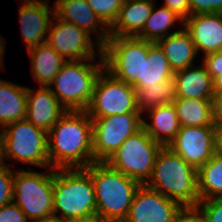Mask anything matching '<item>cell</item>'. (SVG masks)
<instances>
[{"label":"cell","instance_id":"obj_28","mask_svg":"<svg viewBox=\"0 0 222 222\" xmlns=\"http://www.w3.org/2000/svg\"><path fill=\"white\" fill-rule=\"evenodd\" d=\"M176 20H181L183 26V19L169 8L163 6L156 10L153 7L143 30L136 37L156 43L159 39L166 37L169 28L174 25Z\"/></svg>","mask_w":222,"mask_h":222},{"label":"cell","instance_id":"obj_16","mask_svg":"<svg viewBox=\"0 0 222 222\" xmlns=\"http://www.w3.org/2000/svg\"><path fill=\"white\" fill-rule=\"evenodd\" d=\"M184 28L190 34L204 55L222 51V13H205L189 16L183 21Z\"/></svg>","mask_w":222,"mask_h":222},{"label":"cell","instance_id":"obj_23","mask_svg":"<svg viewBox=\"0 0 222 222\" xmlns=\"http://www.w3.org/2000/svg\"><path fill=\"white\" fill-rule=\"evenodd\" d=\"M173 76L174 72L163 50L157 43L148 41V56H142L141 79L133 87L165 85Z\"/></svg>","mask_w":222,"mask_h":222},{"label":"cell","instance_id":"obj_10","mask_svg":"<svg viewBox=\"0 0 222 222\" xmlns=\"http://www.w3.org/2000/svg\"><path fill=\"white\" fill-rule=\"evenodd\" d=\"M86 112L89 117L140 113L135 89L103 69L95 82L93 96Z\"/></svg>","mask_w":222,"mask_h":222},{"label":"cell","instance_id":"obj_19","mask_svg":"<svg viewBox=\"0 0 222 222\" xmlns=\"http://www.w3.org/2000/svg\"><path fill=\"white\" fill-rule=\"evenodd\" d=\"M155 3L152 0L125 1L109 28L110 37H136L150 17Z\"/></svg>","mask_w":222,"mask_h":222},{"label":"cell","instance_id":"obj_20","mask_svg":"<svg viewBox=\"0 0 222 222\" xmlns=\"http://www.w3.org/2000/svg\"><path fill=\"white\" fill-rule=\"evenodd\" d=\"M193 67V68H192ZM176 97L189 99H211L214 93L213 80L205 66L187 67L174 72Z\"/></svg>","mask_w":222,"mask_h":222},{"label":"cell","instance_id":"obj_42","mask_svg":"<svg viewBox=\"0 0 222 222\" xmlns=\"http://www.w3.org/2000/svg\"><path fill=\"white\" fill-rule=\"evenodd\" d=\"M4 46H5L4 41L0 37V67H2L1 65H3V63L1 64V62H3L2 55L4 54V50H5Z\"/></svg>","mask_w":222,"mask_h":222},{"label":"cell","instance_id":"obj_43","mask_svg":"<svg viewBox=\"0 0 222 222\" xmlns=\"http://www.w3.org/2000/svg\"><path fill=\"white\" fill-rule=\"evenodd\" d=\"M3 162V141H2V132H0V164Z\"/></svg>","mask_w":222,"mask_h":222},{"label":"cell","instance_id":"obj_15","mask_svg":"<svg viewBox=\"0 0 222 222\" xmlns=\"http://www.w3.org/2000/svg\"><path fill=\"white\" fill-rule=\"evenodd\" d=\"M46 0H26L19 9L21 33L27 50L46 43V34L54 17ZM51 15V16H50Z\"/></svg>","mask_w":222,"mask_h":222},{"label":"cell","instance_id":"obj_8","mask_svg":"<svg viewBox=\"0 0 222 222\" xmlns=\"http://www.w3.org/2000/svg\"><path fill=\"white\" fill-rule=\"evenodd\" d=\"M161 147L142 127L127 138L106 163L139 183L146 184L151 178Z\"/></svg>","mask_w":222,"mask_h":222},{"label":"cell","instance_id":"obj_9","mask_svg":"<svg viewBox=\"0 0 222 222\" xmlns=\"http://www.w3.org/2000/svg\"><path fill=\"white\" fill-rule=\"evenodd\" d=\"M104 69L134 86L141 79L142 56H148V41L138 37H109L102 46Z\"/></svg>","mask_w":222,"mask_h":222},{"label":"cell","instance_id":"obj_27","mask_svg":"<svg viewBox=\"0 0 222 222\" xmlns=\"http://www.w3.org/2000/svg\"><path fill=\"white\" fill-rule=\"evenodd\" d=\"M199 201L222 198V156L216 153L197 170Z\"/></svg>","mask_w":222,"mask_h":222},{"label":"cell","instance_id":"obj_31","mask_svg":"<svg viewBox=\"0 0 222 222\" xmlns=\"http://www.w3.org/2000/svg\"><path fill=\"white\" fill-rule=\"evenodd\" d=\"M194 210L200 222H222V198L201 200Z\"/></svg>","mask_w":222,"mask_h":222},{"label":"cell","instance_id":"obj_30","mask_svg":"<svg viewBox=\"0 0 222 222\" xmlns=\"http://www.w3.org/2000/svg\"><path fill=\"white\" fill-rule=\"evenodd\" d=\"M97 17L109 29L115 22L124 0H86Z\"/></svg>","mask_w":222,"mask_h":222},{"label":"cell","instance_id":"obj_37","mask_svg":"<svg viewBox=\"0 0 222 222\" xmlns=\"http://www.w3.org/2000/svg\"><path fill=\"white\" fill-rule=\"evenodd\" d=\"M212 118L214 124L222 126V91H214L211 98Z\"/></svg>","mask_w":222,"mask_h":222},{"label":"cell","instance_id":"obj_6","mask_svg":"<svg viewBox=\"0 0 222 222\" xmlns=\"http://www.w3.org/2000/svg\"><path fill=\"white\" fill-rule=\"evenodd\" d=\"M41 174L16 171L13 178V200L25 216L33 222H43L54 215L53 185L54 170Z\"/></svg>","mask_w":222,"mask_h":222},{"label":"cell","instance_id":"obj_18","mask_svg":"<svg viewBox=\"0 0 222 222\" xmlns=\"http://www.w3.org/2000/svg\"><path fill=\"white\" fill-rule=\"evenodd\" d=\"M66 111L51 87L41 86L36 92L28 88L26 119L37 128L48 132Z\"/></svg>","mask_w":222,"mask_h":222},{"label":"cell","instance_id":"obj_44","mask_svg":"<svg viewBox=\"0 0 222 222\" xmlns=\"http://www.w3.org/2000/svg\"><path fill=\"white\" fill-rule=\"evenodd\" d=\"M92 222H107V221H98V220H95V221H92Z\"/></svg>","mask_w":222,"mask_h":222},{"label":"cell","instance_id":"obj_7","mask_svg":"<svg viewBox=\"0 0 222 222\" xmlns=\"http://www.w3.org/2000/svg\"><path fill=\"white\" fill-rule=\"evenodd\" d=\"M3 130V160L9 158L35 166L50 167L47 132L27 119L8 124Z\"/></svg>","mask_w":222,"mask_h":222},{"label":"cell","instance_id":"obj_24","mask_svg":"<svg viewBox=\"0 0 222 222\" xmlns=\"http://www.w3.org/2000/svg\"><path fill=\"white\" fill-rule=\"evenodd\" d=\"M27 90L0 79V127L26 119Z\"/></svg>","mask_w":222,"mask_h":222},{"label":"cell","instance_id":"obj_39","mask_svg":"<svg viewBox=\"0 0 222 222\" xmlns=\"http://www.w3.org/2000/svg\"><path fill=\"white\" fill-rule=\"evenodd\" d=\"M212 80H213V90L222 91V70L219 71V75L215 76Z\"/></svg>","mask_w":222,"mask_h":222},{"label":"cell","instance_id":"obj_29","mask_svg":"<svg viewBox=\"0 0 222 222\" xmlns=\"http://www.w3.org/2000/svg\"><path fill=\"white\" fill-rule=\"evenodd\" d=\"M134 89L140 113L153 107L171 104L176 98L174 78L169 79L165 85Z\"/></svg>","mask_w":222,"mask_h":222},{"label":"cell","instance_id":"obj_17","mask_svg":"<svg viewBox=\"0 0 222 222\" xmlns=\"http://www.w3.org/2000/svg\"><path fill=\"white\" fill-rule=\"evenodd\" d=\"M53 9L57 18L80 27L90 35L92 31L99 33L96 43L97 54H102V46L110 37L109 29L103 27L97 30L99 23H103L86 0H61L53 6Z\"/></svg>","mask_w":222,"mask_h":222},{"label":"cell","instance_id":"obj_2","mask_svg":"<svg viewBox=\"0 0 222 222\" xmlns=\"http://www.w3.org/2000/svg\"><path fill=\"white\" fill-rule=\"evenodd\" d=\"M84 169L94 184L96 220L123 222L141 183L106 162H93Z\"/></svg>","mask_w":222,"mask_h":222},{"label":"cell","instance_id":"obj_1","mask_svg":"<svg viewBox=\"0 0 222 222\" xmlns=\"http://www.w3.org/2000/svg\"><path fill=\"white\" fill-rule=\"evenodd\" d=\"M47 140L50 169L87 168L94 162L92 119L86 111H66Z\"/></svg>","mask_w":222,"mask_h":222},{"label":"cell","instance_id":"obj_35","mask_svg":"<svg viewBox=\"0 0 222 222\" xmlns=\"http://www.w3.org/2000/svg\"><path fill=\"white\" fill-rule=\"evenodd\" d=\"M203 65L212 79L222 70V51L204 55Z\"/></svg>","mask_w":222,"mask_h":222},{"label":"cell","instance_id":"obj_41","mask_svg":"<svg viewBox=\"0 0 222 222\" xmlns=\"http://www.w3.org/2000/svg\"><path fill=\"white\" fill-rule=\"evenodd\" d=\"M43 222H77V221L64 219V218L58 217L57 215L55 216L53 215L47 218L46 220H44Z\"/></svg>","mask_w":222,"mask_h":222},{"label":"cell","instance_id":"obj_11","mask_svg":"<svg viewBox=\"0 0 222 222\" xmlns=\"http://www.w3.org/2000/svg\"><path fill=\"white\" fill-rule=\"evenodd\" d=\"M142 113H126L92 119L94 162H106L131 135L143 127Z\"/></svg>","mask_w":222,"mask_h":222},{"label":"cell","instance_id":"obj_40","mask_svg":"<svg viewBox=\"0 0 222 222\" xmlns=\"http://www.w3.org/2000/svg\"><path fill=\"white\" fill-rule=\"evenodd\" d=\"M217 153L222 156V126L217 127Z\"/></svg>","mask_w":222,"mask_h":222},{"label":"cell","instance_id":"obj_21","mask_svg":"<svg viewBox=\"0 0 222 222\" xmlns=\"http://www.w3.org/2000/svg\"><path fill=\"white\" fill-rule=\"evenodd\" d=\"M163 50L173 72L192 66L197 50L185 28L168 34L156 42Z\"/></svg>","mask_w":222,"mask_h":222},{"label":"cell","instance_id":"obj_12","mask_svg":"<svg viewBox=\"0 0 222 222\" xmlns=\"http://www.w3.org/2000/svg\"><path fill=\"white\" fill-rule=\"evenodd\" d=\"M168 147L198 170L217 153V126L180 127Z\"/></svg>","mask_w":222,"mask_h":222},{"label":"cell","instance_id":"obj_22","mask_svg":"<svg viewBox=\"0 0 222 222\" xmlns=\"http://www.w3.org/2000/svg\"><path fill=\"white\" fill-rule=\"evenodd\" d=\"M153 119L152 123H147L143 119V128L147 134L162 146H169L175 139L180 124L173 103L150 108L146 110Z\"/></svg>","mask_w":222,"mask_h":222},{"label":"cell","instance_id":"obj_26","mask_svg":"<svg viewBox=\"0 0 222 222\" xmlns=\"http://www.w3.org/2000/svg\"><path fill=\"white\" fill-rule=\"evenodd\" d=\"M180 127L216 126L212 118L211 99L176 97L172 102Z\"/></svg>","mask_w":222,"mask_h":222},{"label":"cell","instance_id":"obj_38","mask_svg":"<svg viewBox=\"0 0 222 222\" xmlns=\"http://www.w3.org/2000/svg\"><path fill=\"white\" fill-rule=\"evenodd\" d=\"M173 222H200L195 210H185Z\"/></svg>","mask_w":222,"mask_h":222},{"label":"cell","instance_id":"obj_14","mask_svg":"<svg viewBox=\"0 0 222 222\" xmlns=\"http://www.w3.org/2000/svg\"><path fill=\"white\" fill-rule=\"evenodd\" d=\"M185 210L176 201L141 184L123 222H173Z\"/></svg>","mask_w":222,"mask_h":222},{"label":"cell","instance_id":"obj_13","mask_svg":"<svg viewBox=\"0 0 222 222\" xmlns=\"http://www.w3.org/2000/svg\"><path fill=\"white\" fill-rule=\"evenodd\" d=\"M50 24L47 43L66 61L95 59V50L92 38L89 33L80 27L63 21L54 15Z\"/></svg>","mask_w":222,"mask_h":222},{"label":"cell","instance_id":"obj_32","mask_svg":"<svg viewBox=\"0 0 222 222\" xmlns=\"http://www.w3.org/2000/svg\"><path fill=\"white\" fill-rule=\"evenodd\" d=\"M14 172L0 164V207L12 203Z\"/></svg>","mask_w":222,"mask_h":222},{"label":"cell","instance_id":"obj_3","mask_svg":"<svg viewBox=\"0 0 222 222\" xmlns=\"http://www.w3.org/2000/svg\"><path fill=\"white\" fill-rule=\"evenodd\" d=\"M146 185L186 210H194L199 202L197 170L168 146H162L157 153Z\"/></svg>","mask_w":222,"mask_h":222},{"label":"cell","instance_id":"obj_36","mask_svg":"<svg viewBox=\"0 0 222 222\" xmlns=\"http://www.w3.org/2000/svg\"><path fill=\"white\" fill-rule=\"evenodd\" d=\"M164 7L180 16L183 21L190 16L189 0H165Z\"/></svg>","mask_w":222,"mask_h":222},{"label":"cell","instance_id":"obj_5","mask_svg":"<svg viewBox=\"0 0 222 222\" xmlns=\"http://www.w3.org/2000/svg\"><path fill=\"white\" fill-rule=\"evenodd\" d=\"M99 56V64L88 60L67 61L54 77L51 85L54 84L57 91H51L67 111L87 110L97 77L104 69L103 55Z\"/></svg>","mask_w":222,"mask_h":222},{"label":"cell","instance_id":"obj_33","mask_svg":"<svg viewBox=\"0 0 222 222\" xmlns=\"http://www.w3.org/2000/svg\"><path fill=\"white\" fill-rule=\"evenodd\" d=\"M190 16L205 13H222V0H189Z\"/></svg>","mask_w":222,"mask_h":222},{"label":"cell","instance_id":"obj_25","mask_svg":"<svg viewBox=\"0 0 222 222\" xmlns=\"http://www.w3.org/2000/svg\"><path fill=\"white\" fill-rule=\"evenodd\" d=\"M32 73L41 86L49 87L62 66L67 62L47 42L28 49Z\"/></svg>","mask_w":222,"mask_h":222},{"label":"cell","instance_id":"obj_34","mask_svg":"<svg viewBox=\"0 0 222 222\" xmlns=\"http://www.w3.org/2000/svg\"><path fill=\"white\" fill-rule=\"evenodd\" d=\"M0 222H28V218L13 202L0 207Z\"/></svg>","mask_w":222,"mask_h":222},{"label":"cell","instance_id":"obj_4","mask_svg":"<svg viewBox=\"0 0 222 222\" xmlns=\"http://www.w3.org/2000/svg\"><path fill=\"white\" fill-rule=\"evenodd\" d=\"M53 199L54 216L61 212V218L77 222L96 220L94 184L84 168L55 169Z\"/></svg>","mask_w":222,"mask_h":222}]
</instances>
